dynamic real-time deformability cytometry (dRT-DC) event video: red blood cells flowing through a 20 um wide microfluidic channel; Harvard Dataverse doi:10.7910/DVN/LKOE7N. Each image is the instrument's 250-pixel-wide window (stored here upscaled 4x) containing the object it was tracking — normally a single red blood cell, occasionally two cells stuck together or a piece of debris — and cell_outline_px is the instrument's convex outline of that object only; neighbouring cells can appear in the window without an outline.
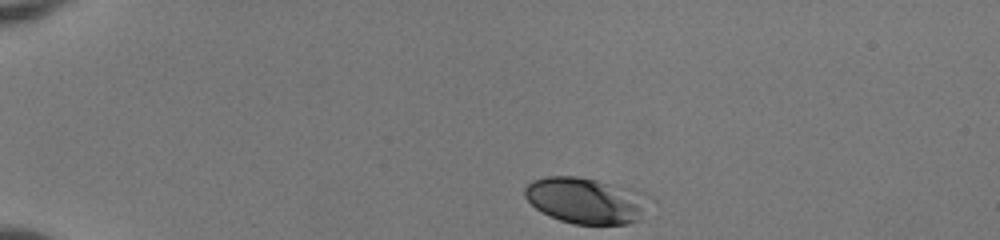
{"species": "human", "species_latin": "Homo sapiens", "temperature_condition": "room temperature", "stored_images_in_passage": 41, "camera_frame_rate_fps": 3000, "um_per_image_px": 0.085, "donor": {"sex": "female"}, "frame": {"image": 1, "passage_image": 1, "time_ms": 0.0, "image_size_px": [1000, 240], "cell_outline_px": [[648, 200], [640, 220], [628, 224], [572, 224], [560, 220], [536, 208], [524, 196], [524, 188], [532, 180], [544, 176], [576, 176], [636, 188], [644, 192], [648, 196]], "centroid_in_image_um": [49.83, 17.02], "position_along_channel_um": 35.2, "area_um2": 33.64}}
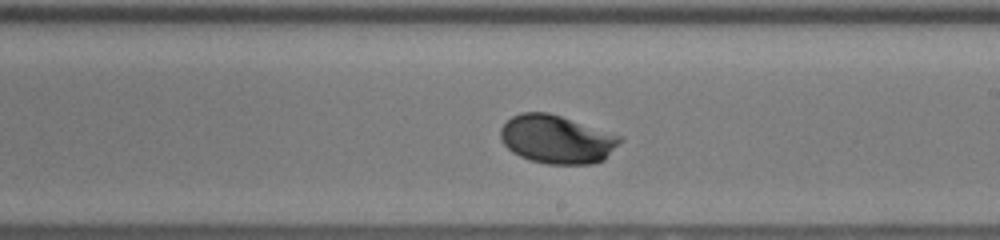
{"frame": {"image": 2, "passage_image": 22, "time_ms": 7.0, "image_size_px": [1000, 240], "cell_outline_px": [[624, 140], [604, 160], [592, 164], [548, 164], [532, 160], [520, 156], [512, 152], [500, 140], [500, 128], [512, 116], [520, 112], [548, 112], [624, 136]], "centroid_in_image_um": [47.36, 11.84], "position_along_channel_um": 241.6, "area_um2": 33.93}}
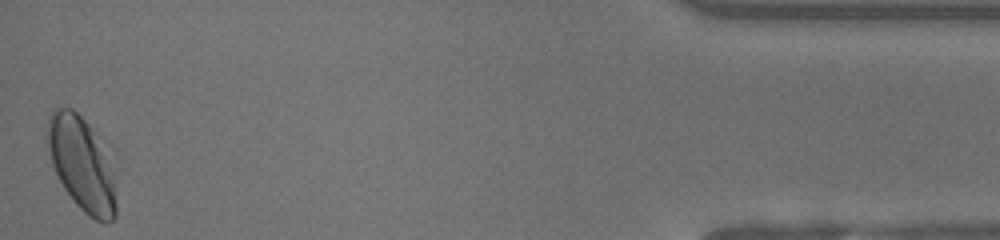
{"frame": {"image": 3, "passage_image": 41, "time_ms": 13.333, "image_size_px": [1000, 240], "cell_outline_px": [[116, 216], [108, 224], [104, 224], [88, 216], [76, 204], [64, 188], [52, 164], [48, 148], [48, 116], [56, 108], [72, 108], [112, 144], [116, 204]], "centroid_in_image_um": [7.06, 13.9], "position_along_channel_um": 428.1, "area_um2": 39.19}, "authors_computed_cell_mechanics": {"area_um2": 32.657, "velocity_mm_per_s": 4.0665, "shape_relaxation_time_tau1_ms": 1.7671, "shape_relaxation_time_tau2_ms": null, "deformation_change_tau1": 0.112, "deformation_change_tau2": null}}